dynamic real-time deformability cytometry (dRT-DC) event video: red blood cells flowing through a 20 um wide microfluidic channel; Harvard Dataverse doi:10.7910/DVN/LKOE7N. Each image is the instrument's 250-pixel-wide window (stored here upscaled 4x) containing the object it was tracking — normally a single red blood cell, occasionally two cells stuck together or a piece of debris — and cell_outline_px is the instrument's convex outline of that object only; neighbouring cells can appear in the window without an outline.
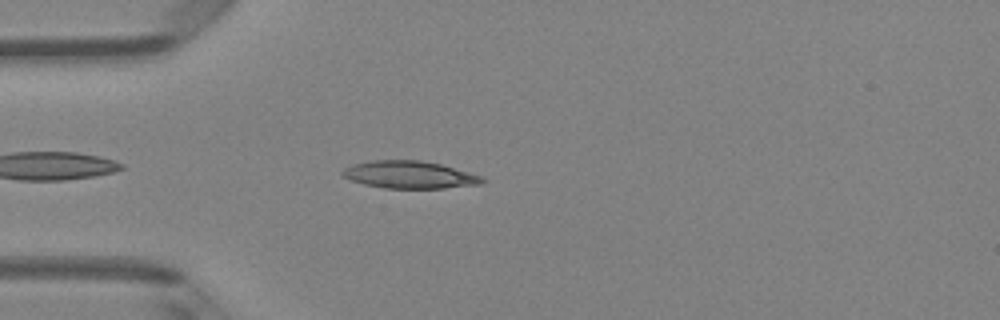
{"species": "Egyptian fruit bat (a non-hibernating species)", "species_latin": "Rousettus aegyptiacus", "temperature_condition": "room temperature", "stored_images_in_passage": 39, "camera_frame_rate_fps": 3000, "um_per_image_px": 0.085, "animal": {"sex": "female"}, "frame": {"image": 1, "passage_image": 4, "time_ms": 1.0, "image_size_px": [1000, 320], "cell_outline_px": [[488, 180], [480, 184], [444, 188], [384, 188], [364, 184], [352, 180], [344, 176], [340, 172], [344, 168], [352, 164], [372, 160], [420, 160], [440, 164], [468, 172], [480, 176]], "centroid_in_image_um": [34.79, 14.85], "position_along_channel_um": 50.2, "area_um2": 22.2}}
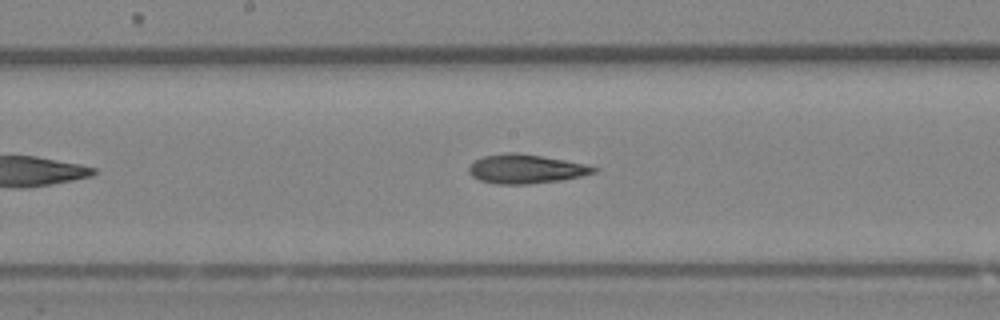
{"frame": {"image": 2, "passage_image": 16, "time_ms": 5.0, "image_size_px": [1000, 320], "cell_outline_px": [[600, 168], [596, 172], [580, 176], [560, 180], [528, 184], [496, 184], [480, 180], [472, 176], [468, 172], [468, 168], [476, 160], [484, 156], [508, 152], [516, 152], [564, 160], [584, 164]], "centroid_in_image_um": [44.68, 14.36], "position_along_channel_um": 203.5, "area_um2": 20.92}}
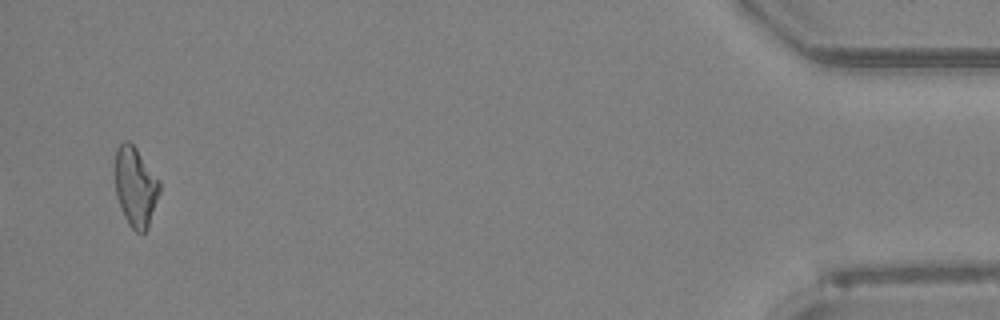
{"frame": {"image": 3, "passage_image": 38, "time_ms": 12.333, "image_size_px": [1000, 320], "cell_outline_px": [[160, 192], [148, 228], [144, 232], [136, 232], [128, 224], [124, 216], [116, 196], [112, 172], [116, 148], [124, 140], [128, 140], [136, 148], [160, 180]], "centroid_in_image_um": [11.48, 15.84], "position_along_channel_um": 423.7, "area_um2": 21.27}, "authors_computed_cell_mechanics": {"area_um2": 20.9814, "velocity_mm_per_s": 4.1336, "shape_relaxation_time_tau1_ms": null, "shape_relaxation_time_tau2_ms": 5.4581, "deformation_change_tau1": null, "deformation_change_tau2": 0.1623}}